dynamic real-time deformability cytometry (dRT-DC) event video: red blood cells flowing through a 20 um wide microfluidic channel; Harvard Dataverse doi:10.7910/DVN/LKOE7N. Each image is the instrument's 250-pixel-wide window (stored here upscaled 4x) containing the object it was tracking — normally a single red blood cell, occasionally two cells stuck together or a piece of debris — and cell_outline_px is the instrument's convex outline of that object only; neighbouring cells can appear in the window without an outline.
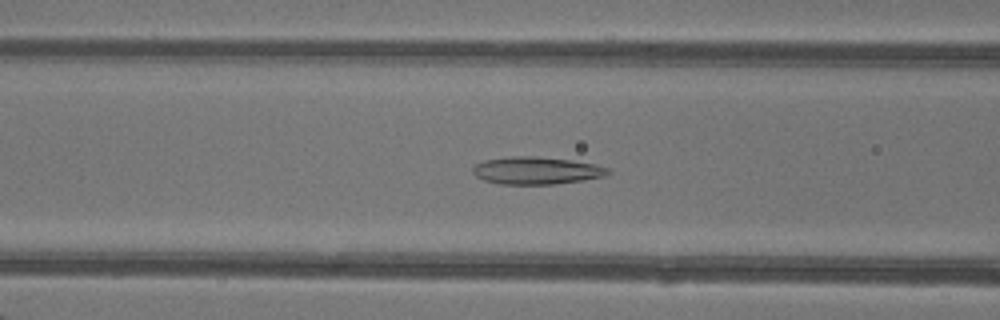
{"species": "common noctule bat (a hibernating species)", "species_latin": "Nyctalus noctula", "temperature_condition": "warm", "stored_images_in_passage": 48, "camera_frame_rate_fps": 3000, "um_per_image_px": 0.085, "animal": {"sex": "female"}, "frame": {"image": 1, "passage_image": 20, "time_ms": 6.333, "image_size_px": [1000, 320], "cell_outline_px": [[612, 172], [604, 176], [584, 180], [556, 184], [500, 184], [484, 180], [476, 176], [472, 172], [472, 168], [476, 164], [484, 160], [512, 156], [536, 156], [572, 160], [596, 164], [608, 168]], "centroid_in_image_um": [45.61, 14.49], "position_along_channel_um": 121.0, "area_um2": 21.73}}
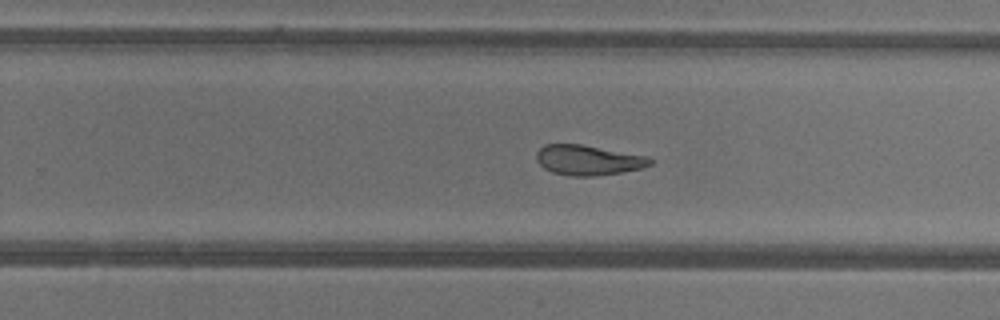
{"frame": {"image": 2, "passage_image": 31, "time_ms": 10.0, "image_size_px": [1000, 320], "cell_outline_px": [[656, 160], [652, 164], [640, 168], [620, 172], [596, 176], [568, 176], [552, 172], [544, 168], [536, 160], [536, 152], [544, 144], [580, 144], [648, 156]], "centroid_in_image_um": [49.99, 13.61], "position_along_channel_um": 279.8, "area_um2": 20.0}}
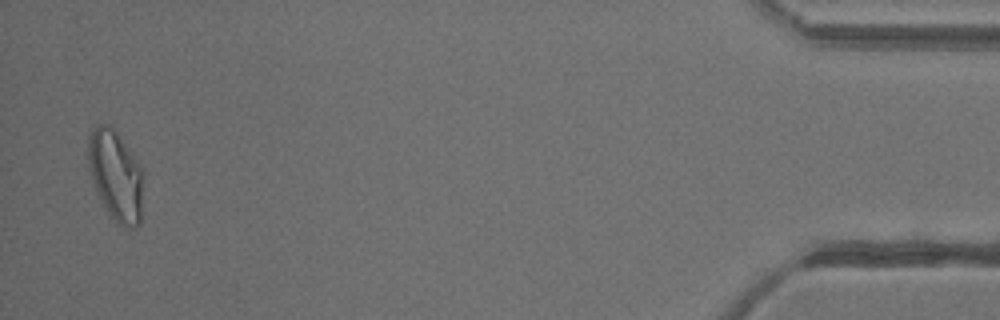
{"frame": {"image": 3, "passage_image": 47, "time_ms": 15.333, "image_size_px": [1000, 320], "cell_outline_px": [[144, 172], [140, 224], [136, 228], [124, 228], [116, 224], [104, 208], [96, 192], [88, 168], [88, 136], [92, 128], [96, 124], [108, 124], [116, 132]], "centroid_in_image_um": [9.82, 14.98], "position_along_channel_um": 425.4, "area_um2": 29.42}, "authors_computed_cell_mechanics": {"area_um2": 23.698, "velocity_mm_per_s": 4.3371, "shape_relaxation_time_tau1_ms": null, "shape_relaxation_time_tau2_ms": 1.3497, "deformation_change_tau1": null, "deformation_change_tau2": 0.0959}}